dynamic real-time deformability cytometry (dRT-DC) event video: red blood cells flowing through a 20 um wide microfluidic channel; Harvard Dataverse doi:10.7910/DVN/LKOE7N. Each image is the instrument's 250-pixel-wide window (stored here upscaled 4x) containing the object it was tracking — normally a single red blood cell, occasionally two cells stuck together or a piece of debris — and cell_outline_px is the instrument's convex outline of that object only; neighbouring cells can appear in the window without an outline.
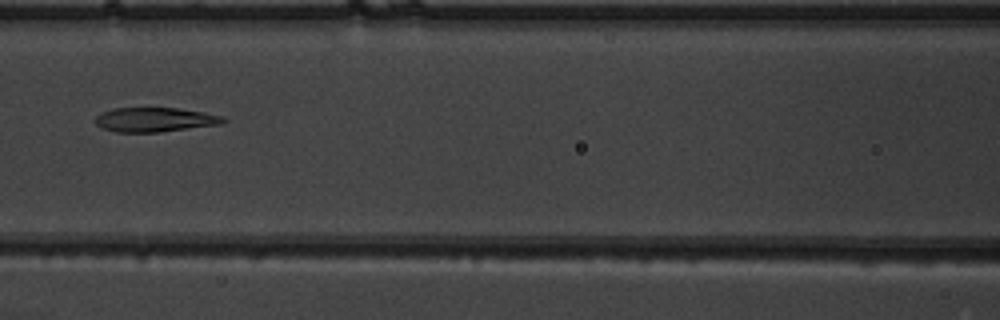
{"species": "common noctule bat (a hibernating species)", "species_latin": "Nyctalus noctula", "temperature_condition": "warm", "stored_images_in_passage": 50, "camera_frame_rate_fps": 3000, "um_per_image_px": 0.085, "animal": {"sex": "male", "body_mass_g": 19.5, "forearm_length_mm": 54.6}, "frame": {"image": 1, "passage_image": 24, "time_ms": 7.667, "image_size_px": [1000, 320], "cell_outline_px": [[228, 120], [220, 124], [160, 132], [116, 132], [104, 128], [96, 124], [96, 116], [100, 112], [112, 108], [176, 108], [204, 112], [224, 116]], "centroid_in_image_um": [13.17, 10.16], "position_along_channel_um": 153.4, "area_um2": 18.15}}
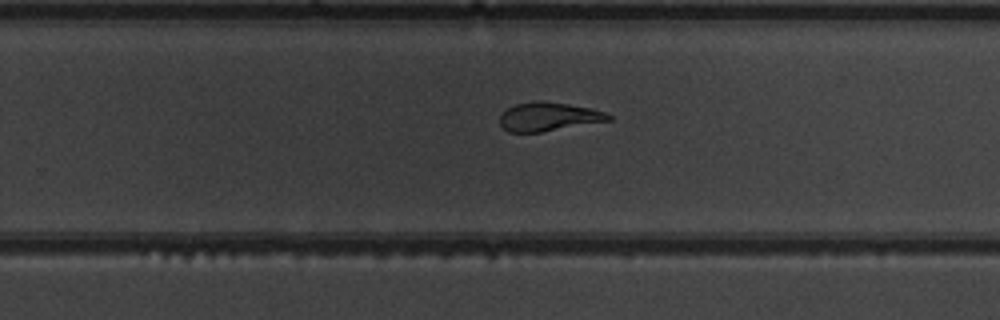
{"frame": {"image": 2, "passage_image": 34, "time_ms": 11.0, "image_size_px": [1000, 320], "cell_outline_px": [[612, 120], [540, 132], [508, 132], [500, 124], [500, 116], [508, 108], [516, 104], [536, 100], [568, 104], [592, 108], [604, 112], [612, 116]], "centroid_in_image_um": [46.64, 9.92], "position_along_channel_um": 283.2, "area_um2": 18.03}}
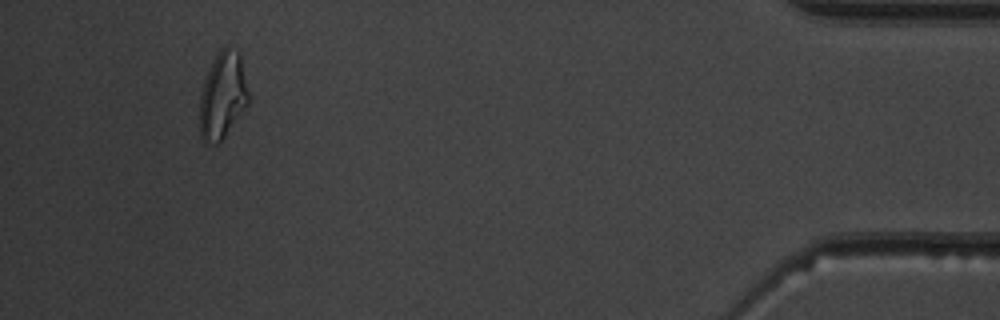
{"frame": {"image": 3, "passage_image": 49, "time_ms": 16.0, "image_size_px": [1000, 320], "cell_outline_px": [[248, 104], [224, 136], [216, 144], [204, 144], [200, 136], [200, 92], [204, 80], [212, 60], [220, 48], [228, 48], [240, 52], [248, 92]], "centroid_in_image_um": [18.9, 8.12], "position_along_channel_um": 416.3, "area_um2": 24.51}}